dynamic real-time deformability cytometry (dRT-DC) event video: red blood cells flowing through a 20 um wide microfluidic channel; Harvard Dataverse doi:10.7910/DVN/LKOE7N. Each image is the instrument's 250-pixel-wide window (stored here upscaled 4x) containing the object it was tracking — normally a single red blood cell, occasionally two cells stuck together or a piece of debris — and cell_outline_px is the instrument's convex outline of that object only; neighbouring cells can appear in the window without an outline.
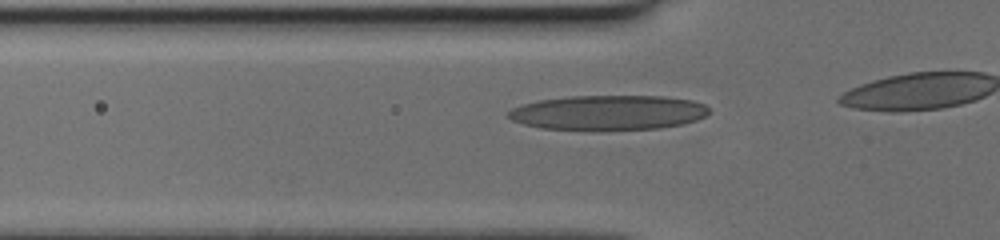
{"species": "human", "species_latin": "Homo sapiens", "temperature_condition": "cold", "stored_images_in_passage": 12, "camera_frame_rate_fps": 3000, "um_per_image_px": 0.085, "donor": {"sex": "female"}, "frame": {"image": 1, "passage_image": 7, "time_ms": 2.0, "image_size_px": [1000, 240], "cell_outline_px": [[708, 112], [704, 116], [696, 120], [680, 124], [660, 128], [540, 128], [524, 124], [512, 120], [508, 116], [508, 112], [512, 108], [524, 104], [540, 100], [572, 96], [664, 96], [692, 100], [704, 104], [708, 108]], "centroid_in_image_um": [51.72, 9.54], "position_along_channel_um": 74.1, "area_um2": 39.59}}
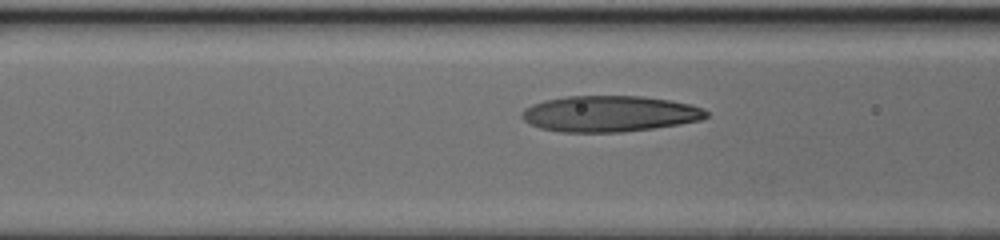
{"frame": {"image": 2, "passage_image": 10, "time_ms": 3.0, "image_size_px": [1000, 240], "cell_outline_px": [[708, 116], [700, 120], [680, 124], [652, 128], [620, 132], [560, 132], [540, 128], [524, 120], [520, 116], [524, 108], [532, 104], [544, 100], [568, 96], [644, 96], [668, 100], [688, 104], [704, 108], [708, 112]], "centroid_in_image_um": [51.8, 9.66], "position_along_channel_um": 114.8, "area_um2": 38.67}}